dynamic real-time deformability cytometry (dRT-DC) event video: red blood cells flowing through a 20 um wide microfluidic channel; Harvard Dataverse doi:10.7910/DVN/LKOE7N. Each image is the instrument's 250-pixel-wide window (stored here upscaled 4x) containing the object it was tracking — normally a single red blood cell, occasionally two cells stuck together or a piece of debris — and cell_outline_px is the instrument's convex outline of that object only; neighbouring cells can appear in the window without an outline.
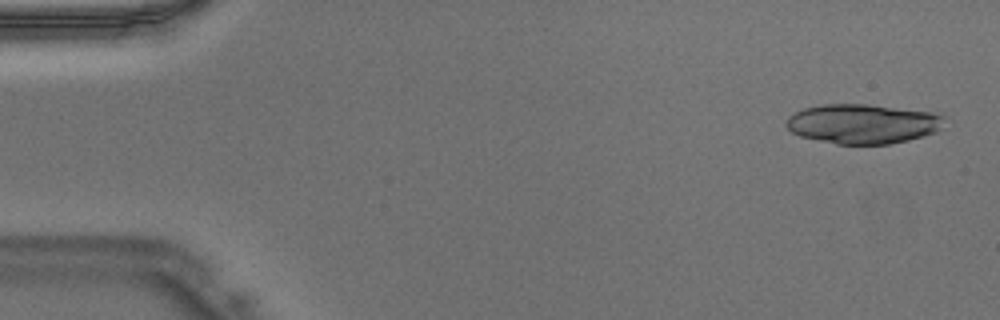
{"species": "Egyptian fruit bat (a non-hibernating species)", "species_latin": "Rousettus aegyptiacus", "temperature_condition": "warm", "stored_images_in_passage": 22, "camera_frame_rate_fps": 3000, "um_per_image_px": 0.085, "animal": {"sex": "male"}, "frame": {"image": 1, "passage_image": 2, "time_ms": 0.333, "image_size_px": [1000, 320], "cell_outline_px": [[944, 116], [940, 128], [936, 132], [924, 136], [908, 140], [888, 144], [836, 144], [800, 136], [792, 132], [784, 124], [788, 116], [792, 112], [804, 108], [820, 104], [868, 104], [932, 112]], "centroid_in_image_um": [73.29, 10.52], "position_along_channel_um": 11.7, "area_um2": 36.59}}